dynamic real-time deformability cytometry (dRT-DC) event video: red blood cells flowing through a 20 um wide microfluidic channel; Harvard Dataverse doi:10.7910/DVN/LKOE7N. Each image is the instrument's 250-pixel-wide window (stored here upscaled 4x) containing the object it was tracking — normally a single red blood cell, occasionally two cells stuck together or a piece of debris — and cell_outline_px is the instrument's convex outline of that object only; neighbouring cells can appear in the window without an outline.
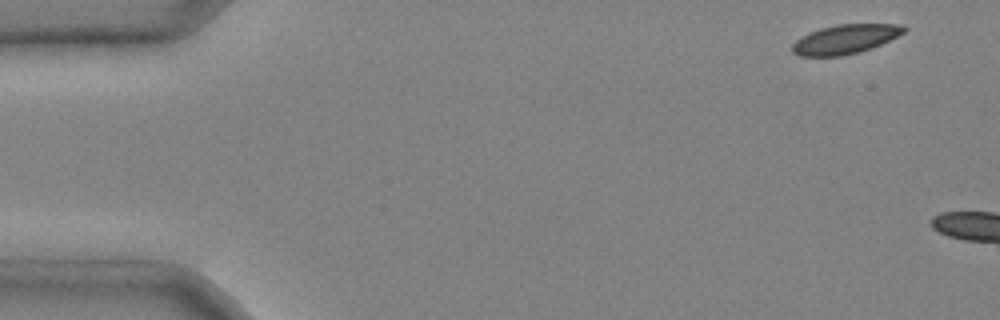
{"species": "common noctule bat (a hibernating species)", "species_latin": "Nyctalus noctula", "temperature_condition": "cold", "stored_images_in_passage": 2, "camera_frame_rate_fps": 3000, "um_per_image_px": 0.085, "animal": {"sex": "male", "body_mass_g": 20.4}, "frame": {"image": 1, "passage_image": 1, "time_ms": 0.0, "image_size_px": [1000, 320], "cell_outline_px": [[908, 28], [904, 32], [880, 44], [856, 52], [840, 56], [800, 56], [792, 52], [792, 44], [796, 40], [808, 32], [820, 28], [836, 24], [904, 24]], "centroid_in_image_um": [71.81, 3.31], "position_along_channel_um": 13.2, "area_um2": 18.84}}